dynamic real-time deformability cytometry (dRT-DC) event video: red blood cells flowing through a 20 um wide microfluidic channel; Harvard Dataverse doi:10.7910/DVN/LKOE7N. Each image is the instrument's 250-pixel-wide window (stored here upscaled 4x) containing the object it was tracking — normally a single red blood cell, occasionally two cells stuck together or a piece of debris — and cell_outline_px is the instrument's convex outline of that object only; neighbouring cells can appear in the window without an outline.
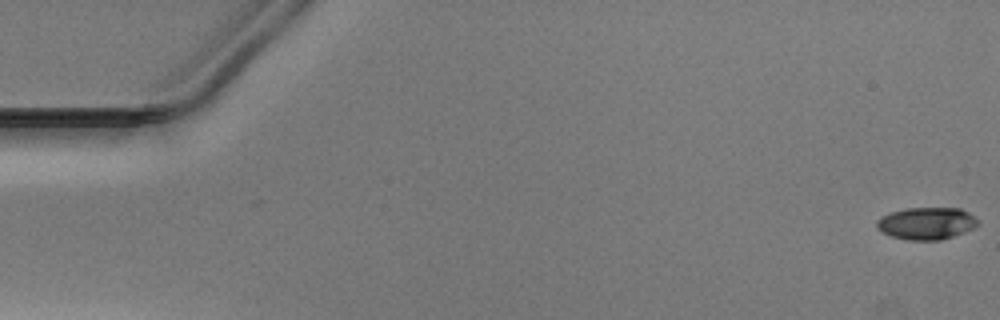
{"species": "Egyptian fruit bat (a non-hibernating species)", "species_latin": "Rousettus aegyptiacus", "temperature_condition": "warm", "stored_images_in_passage": 52, "camera_frame_rate_fps": 3000, "um_per_image_px": 0.085, "animal": {"sex": "male"}, "frame": {"image": 1, "passage_image": 1, "time_ms": 0.0, "image_size_px": [1000, 320], "cell_outline_px": [[980, 224], [964, 232], [940, 240], [908, 240], [892, 236], [880, 232], [876, 228], [876, 220], [880, 216], [892, 212], [908, 208], [960, 208], [968, 212], [980, 220]], "centroid_in_image_um": [78.74, 18.98], "position_along_channel_um": 6.3, "area_um2": 19.07}}
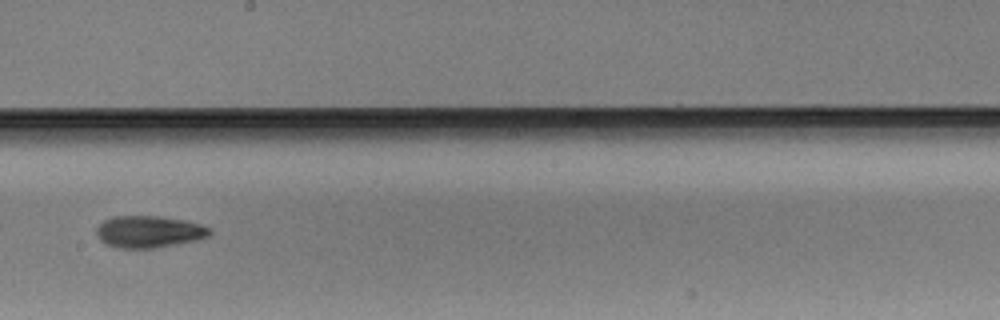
{"frame": {"image": 2, "passage_image": 30, "time_ms": 9.667, "image_size_px": [1000, 320], "cell_outline_px": [[212, 232], [208, 236], [196, 240], [152, 248], [120, 248], [108, 244], [100, 240], [96, 236], [96, 228], [104, 220], [112, 216], [160, 216], [188, 220], [212, 228]], "centroid_in_image_um": [12.67, 19.68], "position_along_channel_um": 235.5, "area_um2": 21.1}}
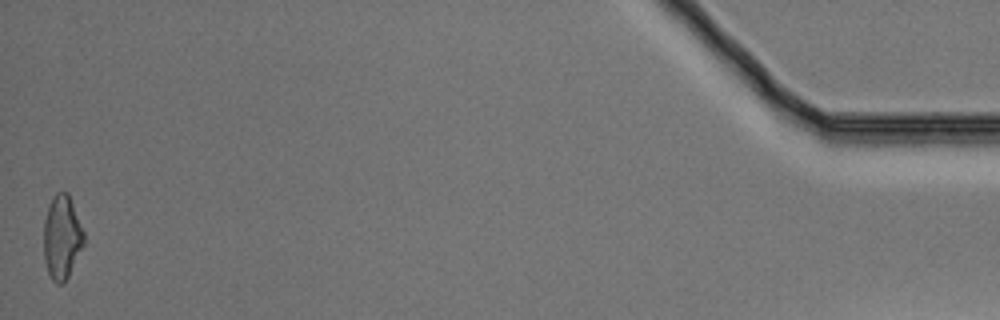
{"frame": {"image": 3, "passage_image": 52, "time_ms": 17.0, "image_size_px": [1000, 320], "cell_outline_px": [[84, 244], [64, 284], [56, 284], [52, 280], [48, 272], [44, 260], [44, 220], [52, 196], [56, 192], [68, 192], [84, 232]], "centroid_in_image_um": [5.25, 20.17], "position_along_channel_um": 429.9, "area_um2": 19.59}}